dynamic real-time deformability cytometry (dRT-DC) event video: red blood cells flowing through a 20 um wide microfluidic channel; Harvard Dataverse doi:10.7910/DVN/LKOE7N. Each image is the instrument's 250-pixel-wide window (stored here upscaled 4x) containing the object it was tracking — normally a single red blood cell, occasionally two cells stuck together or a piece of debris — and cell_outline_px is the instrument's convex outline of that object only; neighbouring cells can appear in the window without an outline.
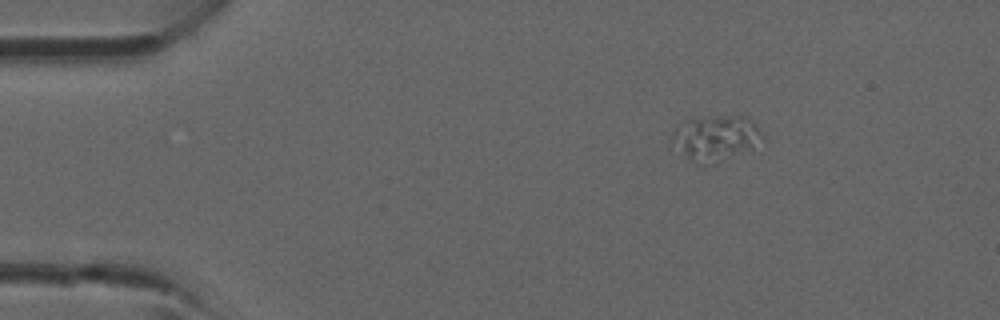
{"species": "common noctule bat (a hibernating species)", "species_latin": "Nyctalus noctula", "temperature_condition": "room temperature", "stored_images_in_passage": 3, "camera_frame_rate_fps": 3000, "um_per_image_px": 0.085, "animal": {"sex": "male", "forearm_length_mm": 52.5}, "frame": {"image": 1, "passage_image": 1, "time_ms": 0.0, "image_size_px": [1000, 320], "cell_outline_px": [[764, 140], [748, 148], [700, 164], [668, 148], [668, 144], [672, 132], [676, 124], [684, 120], [712, 116], [744, 116], [752, 120], [760, 128], [764, 136]], "centroid_in_image_um": [60.69, 11.65], "position_along_channel_um": 24.3, "area_um2": 23.58}}
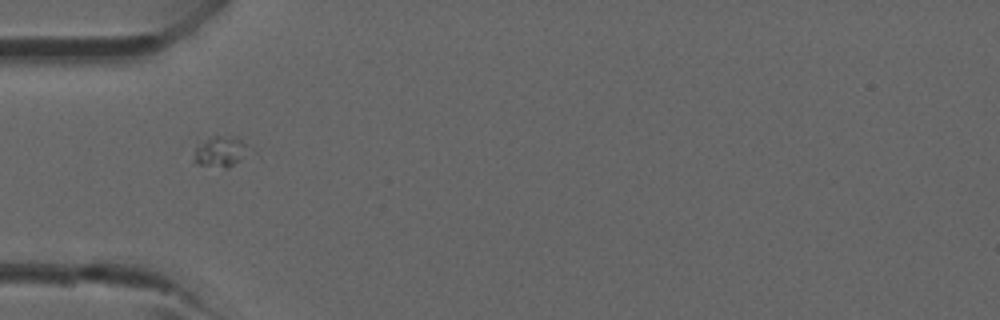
{"frame": {"image": 2, "passage_image": 3, "time_ms": 2.333, "image_size_px": [1000, 320], "cell_outline_px": [[260, 156], [228, 168], [224, 168], [196, 164], [192, 160], [196, 144], [212, 136], [236, 136], [248, 144]], "centroid_in_image_um": [18.96, 12.92], "position_along_channel_um": 66.0, "area_um2": 11.27}}